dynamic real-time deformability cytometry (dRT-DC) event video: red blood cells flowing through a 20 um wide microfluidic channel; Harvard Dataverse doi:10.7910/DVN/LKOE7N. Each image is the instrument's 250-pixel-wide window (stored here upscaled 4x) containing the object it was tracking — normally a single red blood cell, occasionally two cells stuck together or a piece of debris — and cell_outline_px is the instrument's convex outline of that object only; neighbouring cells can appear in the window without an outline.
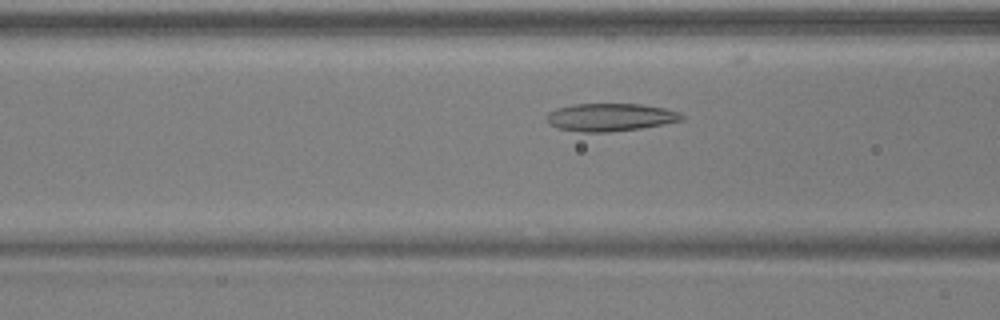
{"species": "common noctule bat (a hibernating species)", "species_latin": "Nyctalus noctula", "temperature_condition": "warm", "stored_images_in_passage": 34, "camera_frame_rate_fps": 3000, "um_per_image_px": 0.085, "animal": {"sex": "male", "body_mass_g": 17.9, "forearm_length_mm": 54.2}, "frame": {"image": 1, "passage_image": 7, "time_ms": 2.0, "image_size_px": [1000, 320], "cell_outline_px": [[684, 120], [664, 124], [640, 128], [608, 132], [580, 132], [556, 128], [548, 124], [548, 112], [556, 108], [572, 104], [640, 104], [664, 108], [676, 112], [684, 116]], "centroid_in_image_um": [51.84, 9.97], "position_along_channel_um": 114.8, "area_um2": 21.85}}
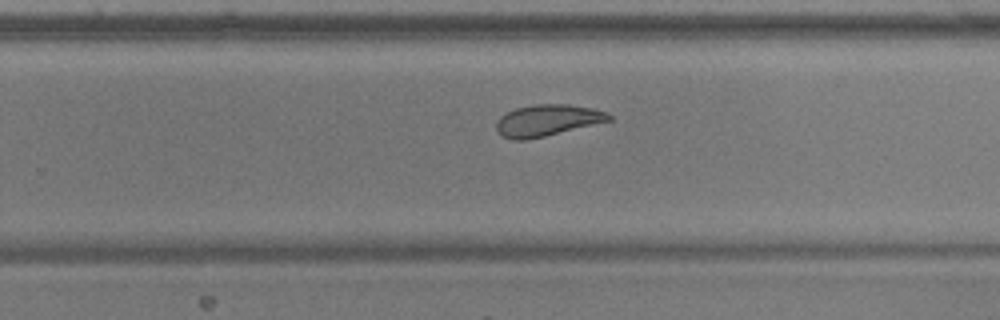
{"frame": {"image": 2, "passage_image": 20, "time_ms": 6.333, "image_size_px": [1000, 320], "cell_outline_px": [[612, 120], [544, 136], [524, 140], [512, 140], [500, 136], [496, 128], [496, 124], [500, 116], [516, 108], [532, 104], [568, 104], [592, 108], [604, 112], [612, 116]], "centroid_in_image_um": [46.48, 10.23], "position_along_channel_um": 283.3, "area_um2": 20.52}}
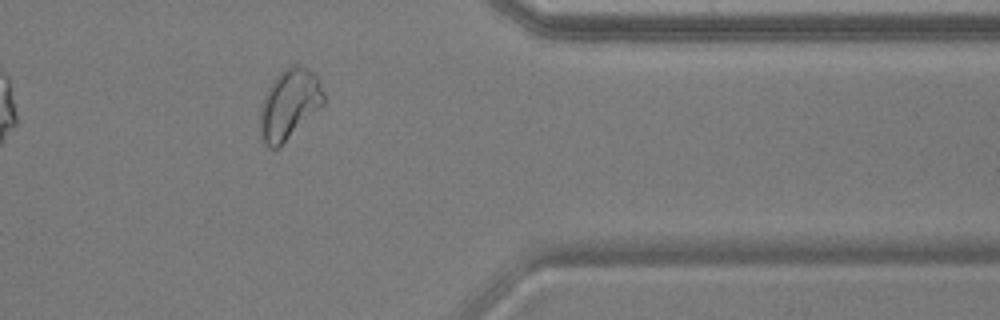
{"frame": {"image": 3, "passage_image": 29, "time_ms": 9.333, "image_size_px": [1000, 320], "cell_outline_px": [[324, 104], [280, 148], [268, 148], [264, 144], [260, 136], [260, 108], [264, 96], [272, 80], [288, 64], [300, 64], [308, 68], [316, 76], [324, 92]], "centroid_in_image_um": [24.57, 8.87], "position_along_channel_um": 386.8, "area_um2": 26.41}, "authors_computed_cell_mechanics": {"area_um2": 21.5305, "velocity_mm_per_s": 3.8894, "shape_relaxation_time_tau1_ms": 9.367, "shape_relaxation_time_tau2_ms": 2.6963, "deformation_change_tau1": 0.2041, "deformation_change_tau2": 0.0966}}